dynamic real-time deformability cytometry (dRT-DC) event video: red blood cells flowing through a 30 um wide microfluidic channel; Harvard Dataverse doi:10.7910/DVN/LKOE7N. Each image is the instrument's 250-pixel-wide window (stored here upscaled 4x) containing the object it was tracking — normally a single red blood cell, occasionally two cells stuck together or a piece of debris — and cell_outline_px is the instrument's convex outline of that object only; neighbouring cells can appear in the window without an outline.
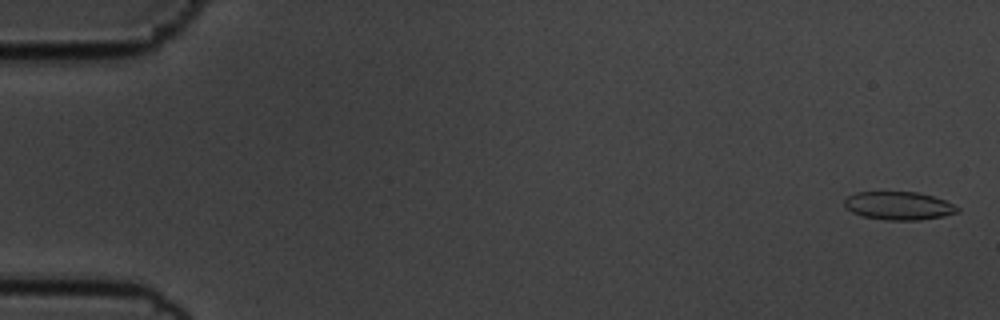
{"species": "common noctule bat (a hibernating species)", "species_latin": "Nyctalus noctula", "temperature_condition": "cold", "stored_images_in_passage": 56, "camera_frame_rate_fps": 3000, "um_per_image_px": 0.085, "animal": {"sex": "male", "body_mass_g": 19.5, "forearm_length_mm": 54.6}, "frame": {"image": 1, "passage_image": 2, "time_ms": 0.333, "image_size_px": [1000, 320], "cell_outline_px": [[960, 212], [944, 216], [920, 220], [888, 220], [860, 216], [844, 208], [844, 200], [848, 196], [856, 192], [920, 192], [944, 200], [960, 208]], "centroid_in_image_um": [76.38, 17.49], "position_along_channel_um": 8.6, "area_um2": 18.73}}
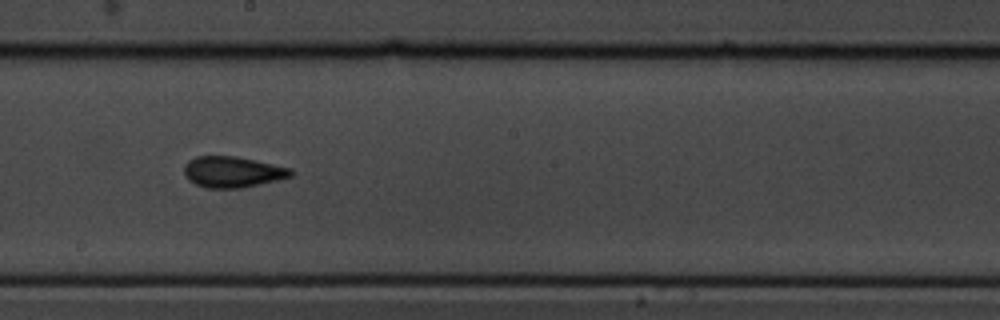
{"frame": {"image": 2, "passage_image": 32, "time_ms": 10.333, "image_size_px": [1000, 320], "cell_outline_px": [[296, 172], [292, 176], [280, 180], [240, 188], [204, 188], [188, 180], [184, 172], [184, 164], [188, 160], [196, 156], [236, 156], [292, 168]], "centroid_in_image_um": [19.79, 14.61], "position_along_channel_um": 228.4, "area_um2": 19.54}}
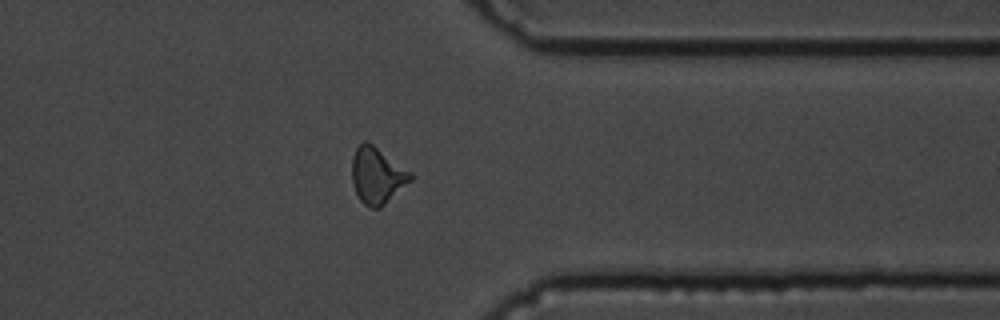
{"frame": {"image": 3, "passage_image": 45, "time_ms": 14.667, "image_size_px": [1000, 320], "cell_outline_px": [[412, 180], [380, 208], [368, 208], [360, 200], [352, 184], [352, 156], [356, 148], [364, 140], [368, 140], [412, 172]], "centroid_in_image_um": [32.05, 14.9], "position_along_channel_um": 379.4, "area_um2": 19.42}, "authors_computed_cell_mechanics": {"area_um2": 18.9006, "velocity_mm_per_s": 3.615, "shape_relaxation_time_tau1_ms": 5.4786, "shape_relaxation_time_tau2_ms": 1.7329, "deformation_change_tau1": 0.1078, "deformation_change_tau2": 0.0739}}